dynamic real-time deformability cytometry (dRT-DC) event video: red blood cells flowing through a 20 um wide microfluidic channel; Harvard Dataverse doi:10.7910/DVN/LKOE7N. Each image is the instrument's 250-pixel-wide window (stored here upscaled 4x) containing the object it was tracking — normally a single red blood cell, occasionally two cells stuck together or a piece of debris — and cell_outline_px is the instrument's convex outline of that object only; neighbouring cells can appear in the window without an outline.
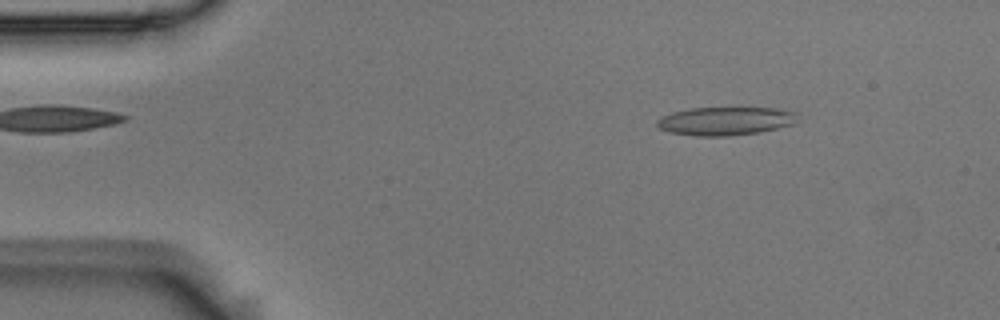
{"species": "Egyptian fruit bat (a non-hibernating species)", "species_latin": "Rousettus aegyptiacus", "temperature_condition": "room temperature", "stored_images_in_passage": 49, "camera_frame_rate_fps": 3000, "um_per_image_px": 0.085, "animal": {"sex": "male"}, "frame": {"image": 1, "passage_image": 3, "time_ms": 0.667, "image_size_px": [1000, 320], "cell_outline_px": [[796, 124], [760, 132], [728, 136], [696, 136], [668, 132], [660, 128], [656, 124], [656, 120], [672, 112], [688, 108], [776, 108], [796, 112]], "centroid_in_image_um": [61.66, 10.29], "position_along_channel_um": 23.3, "area_um2": 23.29}}
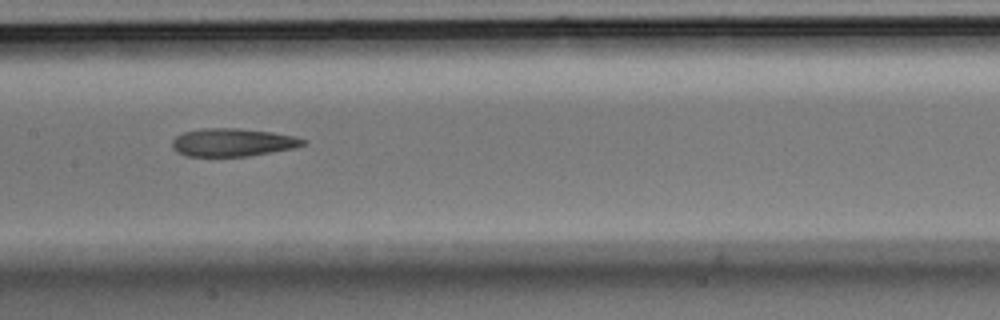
{"frame": {"image": 2, "passage_image": 22, "time_ms": 7.0, "image_size_px": [1000, 320], "cell_outline_px": [[304, 144], [292, 148], [248, 156], [188, 156], [176, 152], [172, 148], [172, 140], [176, 136], [184, 132], [204, 128], [240, 128], [272, 132], [296, 136], [304, 140]], "centroid_in_image_um": [19.73, 12.09], "position_along_channel_um": 187.7, "area_um2": 21.21}}
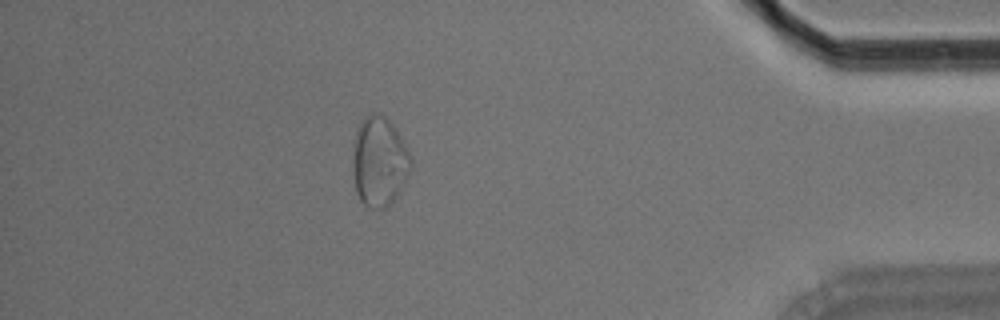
{"frame": {"image": 3, "passage_image": 43, "time_ms": 14.0, "image_size_px": [1000, 320], "cell_outline_px": [[412, 164], [400, 188], [392, 200], [384, 208], [368, 208], [360, 200], [356, 192], [352, 164], [352, 140], [356, 128], [360, 120], [376, 112], [384, 116], [392, 124], [400, 136], [412, 156]], "centroid_in_image_um": [32.19, 13.69], "position_along_channel_um": 403.0, "area_um2": 30.35}, "authors_computed_cell_mechanics": {"area_um2": 23.2356, "velocity_mm_per_s": 3.7021, "shape_relaxation_time_tau1_ms": null, "shape_relaxation_time_tau2_ms": 4.0742, "deformation_change_tau1": null, "deformation_change_tau2": 0.1311}}